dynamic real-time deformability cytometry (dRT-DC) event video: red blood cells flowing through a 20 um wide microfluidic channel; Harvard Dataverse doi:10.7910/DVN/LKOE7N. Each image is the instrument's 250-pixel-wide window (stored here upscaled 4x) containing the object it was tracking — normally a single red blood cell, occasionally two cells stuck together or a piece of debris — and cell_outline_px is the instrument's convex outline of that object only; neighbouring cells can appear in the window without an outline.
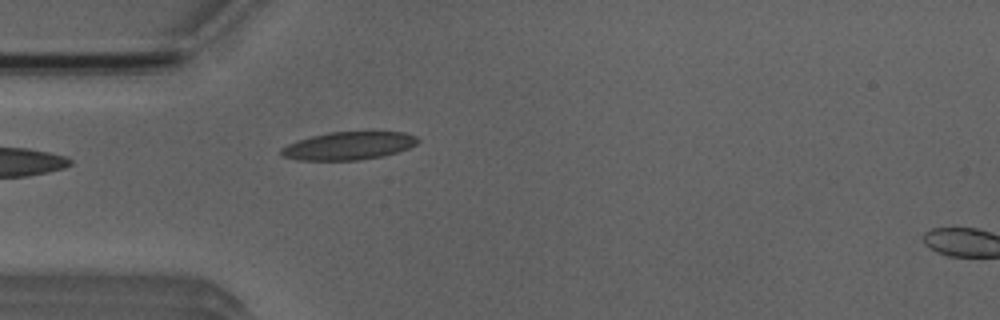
{"species": "Egyptian fruit bat (a non-hibernating species)", "species_latin": "Rousettus aegyptiacus", "temperature_condition": "room temperature", "stored_images_in_passage": 5, "camera_frame_rate_fps": 3000, "um_per_image_px": 0.085, "animal": {"sex": "male"}, "frame": {"image": 1, "passage_image": 4, "time_ms": 3.333, "image_size_px": [1000, 320], "cell_outline_px": [[420, 140], [416, 144], [408, 148], [384, 156], [360, 160], [296, 160], [280, 156], [280, 148], [296, 140], [328, 132], [404, 132], [416, 136]], "centroid_in_image_um": [29.59, 12.4], "position_along_channel_um": 55.4, "area_um2": 22.37}}